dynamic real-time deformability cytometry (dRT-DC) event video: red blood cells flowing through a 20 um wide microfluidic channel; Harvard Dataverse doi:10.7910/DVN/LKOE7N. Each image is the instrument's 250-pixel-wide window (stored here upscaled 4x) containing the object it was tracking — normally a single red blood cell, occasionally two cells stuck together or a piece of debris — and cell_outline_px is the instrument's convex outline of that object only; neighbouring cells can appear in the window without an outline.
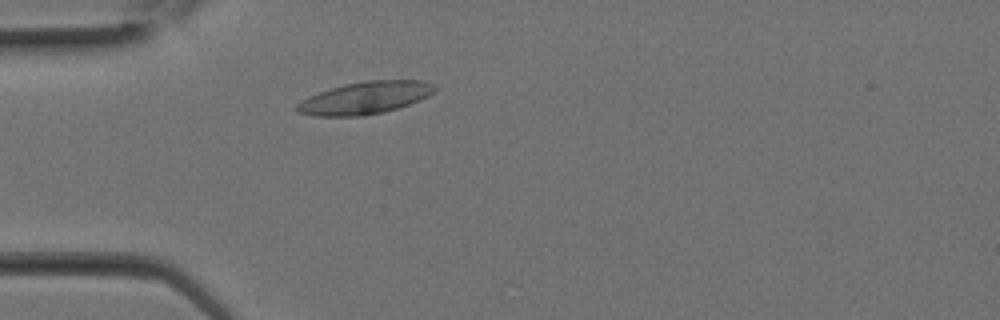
{"species": "Egyptian fruit bat (a non-hibernating species)", "species_latin": "Rousettus aegyptiacus", "temperature_condition": "room temperature", "stored_images_in_passage": 12, "camera_frame_rate_fps": 3000, "um_per_image_px": 0.085, "animal": {"sex": "female"}, "frame": {"image": 1, "passage_image": 3, "time_ms": 0.667, "image_size_px": [1000, 320], "cell_outline_px": [[436, 88], [428, 96], [420, 100], [384, 112], [364, 116], [316, 116], [296, 112], [296, 104], [308, 96], [344, 84], [364, 80], [420, 80], [432, 84]], "centroid_in_image_um": [31.0, 8.32], "position_along_channel_um": 54.0, "area_um2": 25.84}}
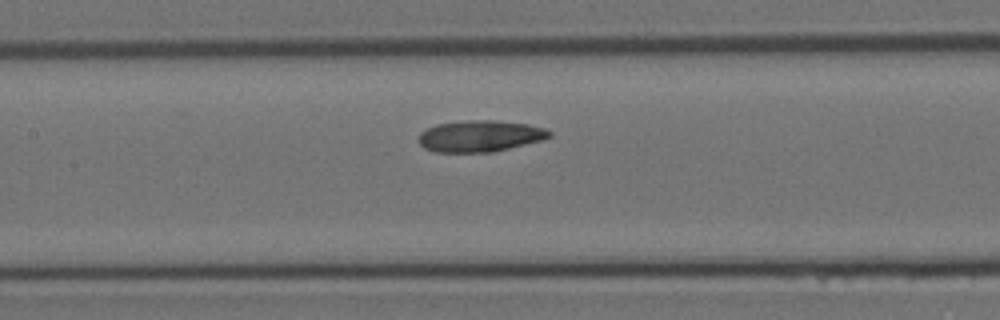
{"frame": {"image": 2, "passage_image": 8, "time_ms": 2.333, "image_size_px": [1000, 320], "cell_outline_px": [[552, 136], [544, 140], [492, 152], [436, 152], [424, 148], [420, 144], [416, 136], [420, 132], [436, 124], [468, 120], [492, 120], [528, 124], [544, 128], [552, 132]], "centroid_in_image_um": [40.79, 11.57], "position_along_channel_um": 166.6, "area_um2": 24.1}}
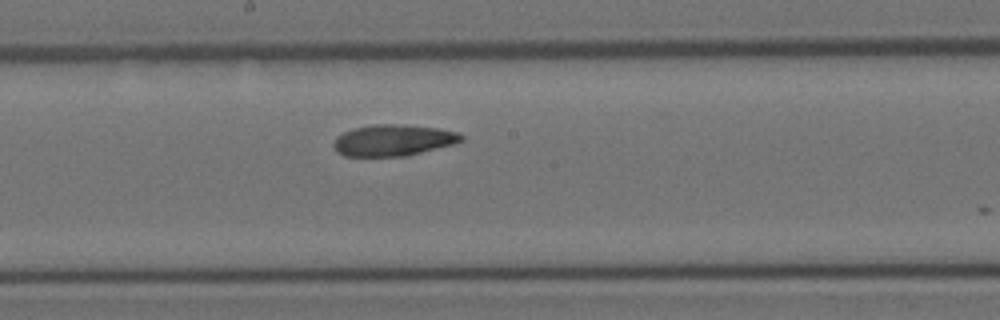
{"frame": {"image": 3, "passage_image": 10, "time_ms": 3.0, "image_size_px": [1000, 320], "cell_outline_px": [[464, 140], [452, 144], [408, 156], [344, 156], [336, 152], [332, 144], [336, 136], [344, 132], [356, 128], [372, 124], [396, 124], [440, 128], [456, 132], [464, 136]], "centroid_in_image_um": [33.4, 11.92], "position_along_channel_um": 214.8, "area_um2": 23.35}}